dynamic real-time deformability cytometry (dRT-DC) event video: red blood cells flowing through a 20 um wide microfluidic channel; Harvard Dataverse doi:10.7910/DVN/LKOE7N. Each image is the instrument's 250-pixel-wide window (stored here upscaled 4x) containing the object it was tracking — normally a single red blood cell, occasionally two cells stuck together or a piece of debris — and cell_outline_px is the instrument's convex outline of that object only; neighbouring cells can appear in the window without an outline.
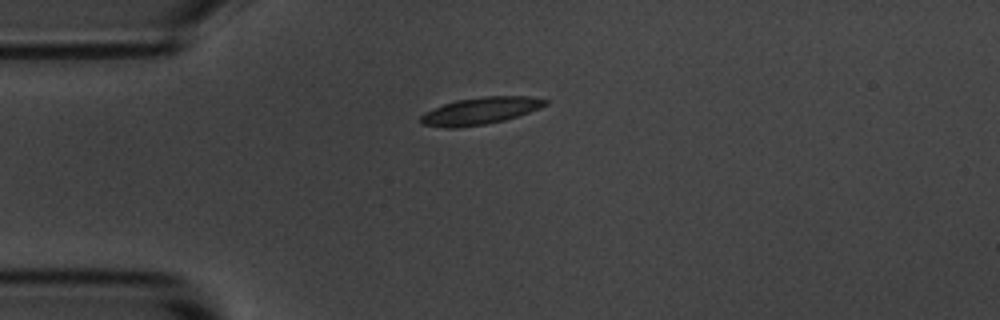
{"species": "common noctule bat (a hibernating species)", "species_latin": "Nyctalus noctula", "temperature_condition": "room temperature", "stored_images_in_passage": 42, "camera_frame_rate_fps": 3000, "um_per_image_px": 0.085, "animal": {"sex": "male", "body_mass_g": 20.1, "forearm_length_mm": 53.5}, "frame": {"image": 1, "passage_image": 1, "time_ms": 0.0, "image_size_px": [1000, 320], "cell_outline_px": [[548, 104], [540, 108], [504, 120], [484, 124], [452, 128], [448, 128], [424, 124], [420, 120], [420, 116], [424, 112], [432, 108], [456, 100], [484, 96], [528, 96], [548, 100]], "centroid_in_image_um": [40.82, 9.41], "position_along_channel_um": 44.2, "area_um2": 19.42}}
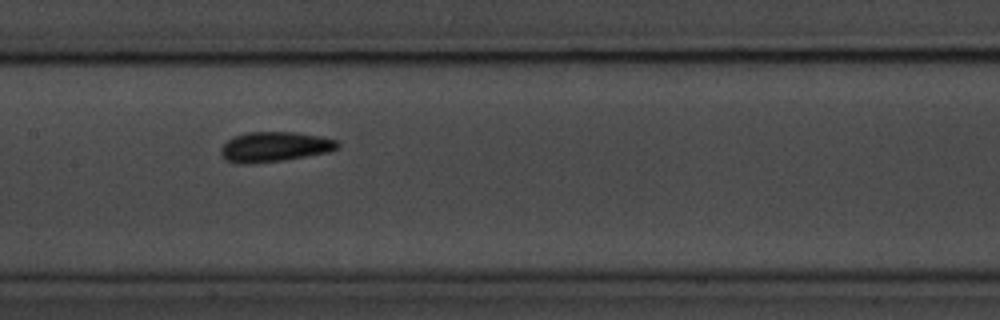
{"frame": {"image": 2, "passage_image": 14, "time_ms": 4.333, "image_size_px": [1000, 320], "cell_outline_px": [[340, 148], [328, 152], [284, 160], [244, 164], [228, 160], [220, 152], [220, 148], [232, 136], [248, 132], [296, 132], [320, 136], [336, 140], [340, 144]], "centroid_in_image_um": [23.37, 12.46], "position_along_channel_um": 184.0, "area_um2": 20.29}}
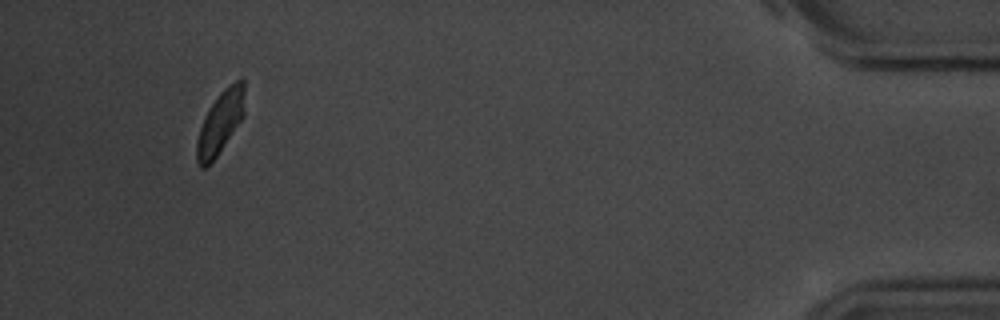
{"frame": {"image": 3, "passage_image": 39, "time_ms": 12.667, "image_size_px": [1000, 320], "cell_outline_px": [[244, 116], [216, 156], [204, 168], [200, 168], [196, 160], [196, 140], [204, 116], [208, 108], [220, 92], [224, 88], [236, 80], [244, 80]], "centroid_in_image_um": [18.71, 10.39], "position_along_channel_um": 416.5, "area_um2": 17.34}, "authors_computed_cell_mechanics": {"area_um2": 18.9006, "velocity_mm_per_s": 3.6319, "shape_relaxation_time_tau1_ms": 2.85, "shape_relaxation_time_tau2_ms": 1.7329, "deformation_change_tau1": 0.0995, "deformation_change_tau2": 0.0675}}